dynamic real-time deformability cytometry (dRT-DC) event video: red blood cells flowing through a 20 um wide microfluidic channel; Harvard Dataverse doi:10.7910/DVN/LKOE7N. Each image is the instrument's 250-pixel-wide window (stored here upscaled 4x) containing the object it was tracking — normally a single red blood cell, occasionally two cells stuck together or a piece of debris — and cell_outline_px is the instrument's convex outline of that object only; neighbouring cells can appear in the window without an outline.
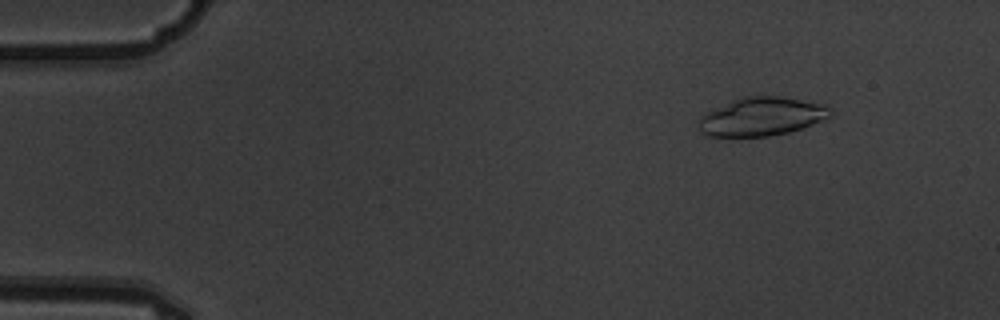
{"species": "common noctule bat (a hibernating species)", "species_latin": "Nyctalus noctula", "temperature_condition": "warm", "stored_images_in_passage": 4, "camera_frame_rate_fps": 3000, "um_per_image_px": 0.085, "animal": {"sex": "male", "body_mass_g": 19.5, "forearm_length_mm": 54.6}, "frame": {"image": 1, "passage_image": 1, "time_ms": 0.0, "image_size_px": [1000, 320], "cell_outline_px": [[832, 116], [828, 120], [804, 128], [788, 132], [768, 136], [704, 136], [700, 132], [700, 116], [704, 112], [732, 100], [744, 96], [764, 92], [828, 104], [832, 108]], "centroid_in_image_um": [64.84, 9.86], "position_along_channel_um": 20.2, "area_um2": 30.87}}